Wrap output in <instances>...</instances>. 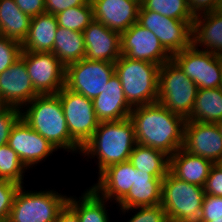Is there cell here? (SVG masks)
<instances>
[{
  "mask_svg": "<svg viewBox=\"0 0 222 222\" xmlns=\"http://www.w3.org/2000/svg\"><path fill=\"white\" fill-rule=\"evenodd\" d=\"M129 118L134 125L136 144L158 149L169 157L183 148L186 119L160 103L135 106Z\"/></svg>",
  "mask_w": 222,
  "mask_h": 222,
  "instance_id": "1",
  "label": "cell"
},
{
  "mask_svg": "<svg viewBox=\"0 0 222 222\" xmlns=\"http://www.w3.org/2000/svg\"><path fill=\"white\" fill-rule=\"evenodd\" d=\"M135 145L134 125L130 118L99 122L92 137L81 148L80 155L87 156V161L98 159L99 175L110 165L129 161Z\"/></svg>",
  "mask_w": 222,
  "mask_h": 222,
  "instance_id": "2",
  "label": "cell"
},
{
  "mask_svg": "<svg viewBox=\"0 0 222 222\" xmlns=\"http://www.w3.org/2000/svg\"><path fill=\"white\" fill-rule=\"evenodd\" d=\"M21 109V118L57 150L80 154L81 146L70 136L59 97L38 95Z\"/></svg>",
  "mask_w": 222,
  "mask_h": 222,
  "instance_id": "3",
  "label": "cell"
},
{
  "mask_svg": "<svg viewBox=\"0 0 222 222\" xmlns=\"http://www.w3.org/2000/svg\"><path fill=\"white\" fill-rule=\"evenodd\" d=\"M115 74L119 77L124 95L132 106H141L158 101L160 65L132 60L124 55L114 63Z\"/></svg>",
  "mask_w": 222,
  "mask_h": 222,
  "instance_id": "4",
  "label": "cell"
},
{
  "mask_svg": "<svg viewBox=\"0 0 222 222\" xmlns=\"http://www.w3.org/2000/svg\"><path fill=\"white\" fill-rule=\"evenodd\" d=\"M204 188L175 177L170 171L162 180L161 205L169 222H203Z\"/></svg>",
  "mask_w": 222,
  "mask_h": 222,
  "instance_id": "5",
  "label": "cell"
},
{
  "mask_svg": "<svg viewBox=\"0 0 222 222\" xmlns=\"http://www.w3.org/2000/svg\"><path fill=\"white\" fill-rule=\"evenodd\" d=\"M198 86L173 61L159 69L158 103L187 119L194 107Z\"/></svg>",
  "mask_w": 222,
  "mask_h": 222,
  "instance_id": "6",
  "label": "cell"
},
{
  "mask_svg": "<svg viewBox=\"0 0 222 222\" xmlns=\"http://www.w3.org/2000/svg\"><path fill=\"white\" fill-rule=\"evenodd\" d=\"M68 196L53 190L17 191L7 222H55Z\"/></svg>",
  "mask_w": 222,
  "mask_h": 222,
  "instance_id": "7",
  "label": "cell"
},
{
  "mask_svg": "<svg viewBox=\"0 0 222 222\" xmlns=\"http://www.w3.org/2000/svg\"><path fill=\"white\" fill-rule=\"evenodd\" d=\"M172 60L198 86V89L222 85V55L199 50L193 45L174 53Z\"/></svg>",
  "mask_w": 222,
  "mask_h": 222,
  "instance_id": "8",
  "label": "cell"
},
{
  "mask_svg": "<svg viewBox=\"0 0 222 222\" xmlns=\"http://www.w3.org/2000/svg\"><path fill=\"white\" fill-rule=\"evenodd\" d=\"M115 73L114 63L81 59L65 67V87L94 99Z\"/></svg>",
  "mask_w": 222,
  "mask_h": 222,
  "instance_id": "9",
  "label": "cell"
},
{
  "mask_svg": "<svg viewBox=\"0 0 222 222\" xmlns=\"http://www.w3.org/2000/svg\"><path fill=\"white\" fill-rule=\"evenodd\" d=\"M56 95L62 103L70 136L83 147L99 124L93 108V100L65 86Z\"/></svg>",
  "mask_w": 222,
  "mask_h": 222,
  "instance_id": "10",
  "label": "cell"
},
{
  "mask_svg": "<svg viewBox=\"0 0 222 222\" xmlns=\"http://www.w3.org/2000/svg\"><path fill=\"white\" fill-rule=\"evenodd\" d=\"M137 23L153 32L171 55L192 45L193 20L172 19L140 6Z\"/></svg>",
  "mask_w": 222,
  "mask_h": 222,
  "instance_id": "11",
  "label": "cell"
},
{
  "mask_svg": "<svg viewBox=\"0 0 222 222\" xmlns=\"http://www.w3.org/2000/svg\"><path fill=\"white\" fill-rule=\"evenodd\" d=\"M20 57L39 95H55L65 86V66L53 52L22 51Z\"/></svg>",
  "mask_w": 222,
  "mask_h": 222,
  "instance_id": "12",
  "label": "cell"
},
{
  "mask_svg": "<svg viewBox=\"0 0 222 222\" xmlns=\"http://www.w3.org/2000/svg\"><path fill=\"white\" fill-rule=\"evenodd\" d=\"M121 55L157 65L172 60V55L163 47L160 40L150 30L135 23L120 34Z\"/></svg>",
  "mask_w": 222,
  "mask_h": 222,
  "instance_id": "13",
  "label": "cell"
},
{
  "mask_svg": "<svg viewBox=\"0 0 222 222\" xmlns=\"http://www.w3.org/2000/svg\"><path fill=\"white\" fill-rule=\"evenodd\" d=\"M8 145L17 153L29 170L37 166L57 151V149L38 132L33 130L21 117L11 129Z\"/></svg>",
  "mask_w": 222,
  "mask_h": 222,
  "instance_id": "14",
  "label": "cell"
},
{
  "mask_svg": "<svg viewBox=\"0 0 222 222\" xmlns=\"http://www.w3.org/2000/svg\"><path fill=\"white\" fill-rule=\"evenodd\" d=\"M38 95L21 57L0 73V102L4 106L23 109Z\"/></svg>",
  "mask_w": 222,
  "mask_h": 222,
  "instance_id": "15",
  "label": "cell"
},
{
  "mask_svg": "<svg viewBox=\"0 0 222 222\" xmlns=\"http://www.w3.org/2000/svg\"><path fill=\"white\" fill-rule=\"evenodd\" d=\"M183 149L218 163L222 159V135L217 124L186 121Z\"/></svg>",
  "mask_w": 222,
  "mask_h": 222,
  "instance_id": "16",
  "label": "cell"
},
{
  "mask_svg": "<svg viewBox=\"0 0 222 222\" xmlns=\"http://www.w3.org/2000/svg\"><path fill=\"white\" fill-rule=\"evenodd\" d=\"M82 33L86 59L115 63L120 58V33L107 28L95 19Z\"/></svg>",
  "mask_w": 222,
  "mask_h": 222,
  "instance_id": "17",
  "label": "cell"
},
{
  "mask_svg": "<svg viewBox=\"0 0 222 222\" xmlns=\"http://www.w3.org/2000/svg\"><path fill=\"white\" fill-rule=\"evenodd\" d=\"M94 19L118 33L138 22L139 0H91Z\"/></svg>",
  "mask_w": 222,
  "mask_h": 222,
  "instance_id": "18",
  "label": "cell"
},
{
  "mask_svg": "<svg viewBox=\"0 0 222 222\" xmlns=\"http://www.w3.org/2000/svg\"><path fill=\"white\" fill-rule=\"evenodd\" d=\"M93 108L99 122L120 121L129 118L133 107L126 100L121 81L115 73L102 93L93 99Z\"/></svg>",
  "mask_w": 222,
  "mask_h": 222,
  "instance_id": "19",
  "label": "cell"
},
{
  "mask_svg": "<svg viewBox=\"0 0 222 222\" xmlns=\"http://www.w3.org/2000/svg\"><path fill=\"white\" fill-rule=\"evenodd\" d=\"M97 177V183L91 187L109 204L112 200L119 203L133 186L134 167L129 161L113 164Z\"/></svg>",
  "mask_w": 222,
  "mask_h": 222,
  "instance_id": "20",
  "label": "cell"
},
{
  "mask_svg": "<svg viewBox=\"0 0 222 222\" xmlns=\"http://www.w3.org/2000/svg\"><path fill=\"white\" fill-rule=\"evenodd\" d=\"M134 168V183L128 194L117 204L119 208L155 206L161 204L162 180Z\"/></svg>",
  "mask_w": 222,
  "mask_h": 222,
  "instance_id": "21",
  "label": "cell"
},
{
  "mask_svg": "<svg viewBox=\"0 0 222 222\" xmlns=\"http://www.w3.org/2000/svg\"><path fill=\"white\" fill-rule=\"evenodd\" d=\"M192 45L197 49L222 55V15L215 11L195 16ZM200 47V48H198Z\"/></svg>",
  "mask_w": 222,
  "mask_h": 222,
  "instance_id": "22",
  "label": "cell"
},
{
  "mask_svg": "<svg viewBox=\"0 0 222 222\" xmlns=\"http://www.w3.org/2000/svg\"><path fill=\"white\" fill-rule=\"evenodd\" d=\"M214 163L206 158L192 155L183 148L169 157V171L177 178L204 187Z\"/></svg>",
  "mask_w": 222,
  "mask_h": 222,
  "instance_id": "23",
  "label": "cell"
},
{
  "mask_svg": "<svg viewBox=\"0 0 222 222\" xmlns=\"http://www.w3.org/2000/svg\"><path fill=\"white\" fill-rule=\"evenodd\" d=\"M57 28V18L51 13L32 17L22 51L52 52Z\"/></svg>",
  "mask_w": 222,
  "mask_h": 222,
  "instance_id": "24",
  "label": "cell"
},
{
  "mask_svg": "<svg viewBox=\"0 0 222 222\" xmlns=\"http://www.w3.org/2000/svg\"><path fill=\"white\" fill-rule=\"evenodd\" d=\"M31 17L22 12L15 0H0V36L23 43Z\"/></svg>",
  "mask_w": 222,
  "mask_h": 222,
  "instance_id": "25",
  "label": "cell"
},
{
  "mask_svg": "<svg viewBox=\"0 0 222 222\" xmlns=\"http://www.w3.org/2000/svg\"><path fill=\"white\" fill-rule=\"evenodd\" d=\"M85 190L81 193V198L69 196L67 202L77 213L79 222H110L109 213L106 210V207H110L107 206L108 200L100 196L92 187Z\"/></svg>",
  "mask_w": 222,
  "mask_h": 222,
  "instance_id": "26",
  "label": "cell"
},
{
  "mask_svg": "<svg viewBox=\"0 0 222 222\" xmlns=\"http://www.w3.org/2000/svg\"><path fill=\"white\" fill-rule=\"evenodd\" d=\"M222 120V88L198 89L195 104L186 121L216 124Z\"/></svg>",
  "mask_w": 222,
  "mask_h": 222,
  "instance_id": "27",
  "label": "cell"
},
{
  "mask_svg": "<svg viewBox=\"0 0 222 222\" xmlns=\"http://www.w3.org/2000/svg\"><path fill=\"white\" fill-rule=\"evenodd\" d=\"M52 52L65 67L85 58L83 33L58 26Z\"/></svg>",
  "mask_w": 222,
  "mask_h": 222,
  "instance_id": "28",
  "label": "cell"
},
{
  "mask_svg": "<svg viewBox=\"0 0 222 222\" xmlns=\"http://www.w3.org/2000/svg\"><path fill=\"white\" fill-rule=\"evenodd\" d=\"M129 162L136 170L154 177H165L169 171V156L163 151L136 144L130 154Z\"/></svg>",
  "mask_w": 222,
  "mask_h": 222,
  "instance_id": "29",
  "label": "cell"
},
{
  "mask_svg": "<svg viewBox=\"0 0 222 222\" xmlns=\"http://www.w3.org/2000/svg\"><path fill=\"white\" fill-rule=\"evenodd\" d=\"M140 5L145 10H150L172 19L194 20L188 6V0H142Z\"/></svg>",
  "mask_w": 222,
  "mask_h": 222,
  "instance_id": "30",
  "label": "cell"
},
{
  "mask_svg": "<svg viewBox=\"0 0 222 222\" xmlns=\"http://www.w3.org/2000/svg\"><path fill=\"white\" fill-rule=\"evenodd\" d=\"M26 170V166L8 144L0 146V180H8L22 186Z\"/></svg>",
  "mask_w": 222,
  "mask_h": 222,
  "instance_id": "31",
  "label": "cell"
},
{
  "mask_svg": "<svg viewBox=\"0 0 222 222\" xmlns=\"http://www.w3.org/2000/svg\"><path fill=\"white\" fill-rule=\"evenodd\" d=\"M58 26L76 32L84 29L94 20L93 6L91 1L86 5L75 6L55 15Z\"/></svg>",
  "mask_w": 222,
  "mask_h": 222,
  "instance_id": "32",
  "label": "cell"
},
{
  "mask_svg": "<svg viewBox=\"0 0 222 222\" xmlns=\"http://www.w3.org/2000/svg\"><path fill=\"white\" fill-rule=\"evenodd\" d=\"M135 211L127 222H169L166 212L161 204L155 206L133 207L129 209L120 208L119 211L124 215ZM137 210V211H136Z\"/></svg>",
  "mask_w": 222,
  "mask_h": 222,
  "instance_id": "33",
  "label": "cell"
},
{
  "mask_svg": "<svg viewBox=\"0 0 222 222\" xmlns=\"http://www.w3.org/2000/svg\"><path fill=\"white\" fill-rule=\"evenodd\" d=\"M21 185L8 180H0V222H7L15 195Z\"/></svg>",
  "mask_w": 222,
  "mask_h": 222,
  "instance_id": "34",
  "label": "cell"
},
{
  "mask_svg": "<svg viewBox=\"0 0 222 222\" xmlns=\"http://www.w3.org/2000/svg\"><path fill=\"white\" fill-rule=\"evenodd\" d=\"M22 53L19 42L0 36V73L9 68Z\"/></svg>",
  "mask_w": 222,
  "mask_h": 222,
  "instance_id": "35",
  "label": "cell"
},
{
  "mask_svg": "<svg viewBox=\"0 0 222 222\" xmlns=\"http://www.w3.org/2000/svg\"><path fill=\"white\" fill-rule=\"evenodd\" d=\"M21 117V109L11 106L0 108V146L8 144L12 127Z\"/></svg>",
  "mask_w": 222,
  "mask_h": 222,
  "instance_id": "36",
  "label": "cell"
},
{
  "mask_svg": "<svg viewBox=\"0 0 222 222\" xmlns=\"http://www.w3.org/2000/svg\"><path fill=\"white\" fill-rule=\"evenodd\" d=\"M203 188L205 194L222 196V169L217 163L211 167Z\"/></svg>",
  "mask_w": 222,
  "mask_h": 222,
  "instance_id": "37",
  "label": "cell"
},
{
  "mask_svg": "<svg viewBox=\"0 0 222 222\" xmlns=\"http://www.w3.org/2000/svg\"><path fill=\"white\" fill-rule=\"evenodd\" d=\"M201 211L202 218L222 217V196L205 194Z\"/></svg>",
  "mask_w": 222,
  "mask_h": 222,
  "instance_id": "38",
  "label": "cell"
},
{
  "mask_svg": "<svg viewBox=\"0 0 222 222\" xmlns=\"http://www.w3.org/2000/svg\"><path fill=\"white\" fill-rule=\"evenodd\" d=\"M91 0H45V12L56 15L68 8L86 5Z\"/></svg>",
  "mask_w": 222,
  "mask_h": 222,
  "instance_id": "39",
  "label": "cell"
},
{
  "mask_svg": "<svg viewBox=\"0 0 222 222\" xmlns=\"http://www.w3.org/2000/svg\"><path fill=\"white\" fill-rule=\"evenodd\" d=\"M16 5L31 18L45 13V0H15Z\"/></svg>",
  "mask_w": 222,
  "mask_h": 222,
  "instance_id": "40",
  "label": "cell"
},
{
  "mask_svg": "<svg viewBox=\"0 0 222 222\" xmlns=\"http://www.w3.org/2000/svg\"><path fill=\"white\" fill-rule=\"evenodd\" d=\"M218 0H188V6L193 16L212 12L215 10Z\"/></svg>",
  "mask_w": 222,
  "mask_h": 222,
  "instance_id": "41",
  "label": "cell"
},
{
  "mask_svg": "<svg viewBox=\"0 0 222 222\" xmlns=\"http://www.w3.org/2000/svg\"><path fill=\"white\" fill-rule=\"evenodd\" d=\"M55 222H79L77 213L66 204L59 212Z\"/></svg>",
  "mask_w": 222,
  "mask_h": 222,
  "instance_id": "42",
  "label": "cell"
},
{
  "mask_svg": "<svg viewBox=\"0 0 222 222\" xmlns=\"http://www.w3.org/2000/svg\"><path fill=\"white\" fill-rule=\"evenodd\" d=\"M214 11L222 15V0H218Z\"/></svg>",
  "mask_w": 222,
  "mask_h": 222,
  "instance_id": "43",
  "label": "cell"
},
{
  "mask_svg": "<svg viewBox=\"0 0 222 222\" xmlns=\"http://www.w3.org/2000/svg\"><path fill=\"white\" fill-rule=\"evenodd\" d=\"M203 222H222V217H219V218H203Z\"/></svg>",
  "mask_w": 222,
  "mask_h": 222,
  "instance_id": "44",
  "label": "cell"
},
{
  "mask_svg": "<svg viewBox=\"0 0 222 222\" xmlns=\"http://www.w3.org/2000/svg\"><path fill=\"white\" fill-rule=\"evenodd\" d=\"M216 124H217L219 131H220V134L222 135V120Z\"/></svg>",
  "mask_w": 222,
  "mask_h": 222,
  "instance_id": "45",
  "label": "cell"
},
{
  "mask_svg": "<svg viewBox=\"0 0 222 222\" xmlns=\"http://www.w3.org/2000/svg\"><path fill=\"white\" fill-rule=\"evenodd\" d=\"M222 169V159L217 163Z\"/></svg>",
  "mask_w": 222,
  "mask_h": 222,
  "instance_id": "46",
  "label": "cell"
}]
</instances>
